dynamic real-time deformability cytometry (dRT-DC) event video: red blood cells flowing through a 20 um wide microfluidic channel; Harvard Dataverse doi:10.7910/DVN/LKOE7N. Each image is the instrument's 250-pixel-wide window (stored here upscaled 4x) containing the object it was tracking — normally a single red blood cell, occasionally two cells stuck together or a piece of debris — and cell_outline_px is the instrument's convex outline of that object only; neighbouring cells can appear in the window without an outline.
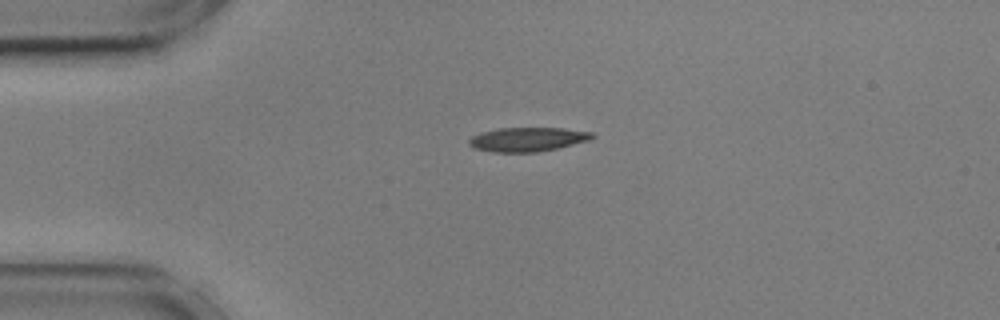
{"species": "common noctule bat (a hibernating species)", "species_latin": "Nyctalus noctula", "temperature_condition": "cold", "stored_images_in_passage": 44, "camera_frame_rate_fps": 3000, "um_per_image_px": 0.085, "animal": {"sex": "male", "body_mass_g": 17.9, "forearm_length_mm": 54.2}, "frame": {"image": 1, "passage_image": 1, "time_ms": 0.0, "image_size_px": [1000, 320], "cell_outline_px": [[596, 136], [592, 140], [556, 148], [536, 152], [496, 152], [476, 148], [468, 144], [468, 140], [472, 136], [480, 132], [496, 128], [564, 128], [592, 132]], "centroid_in_image_um": [44.87, 11.83], "position_along_channel_um": 40.1, "area_um2": 17.34}}
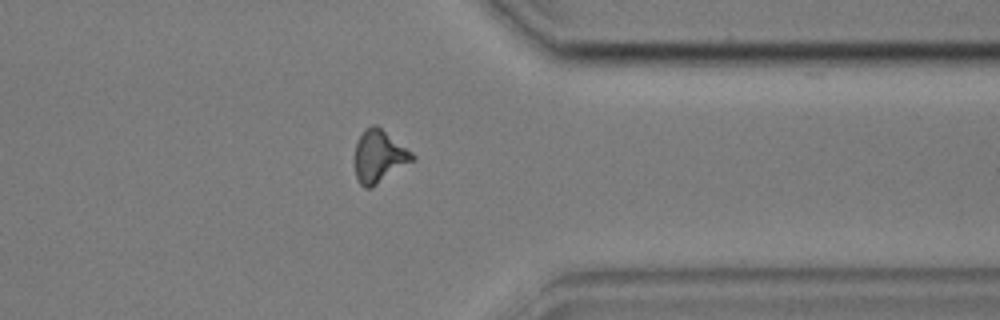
{"frame": {"image": 2, "passage_image": 32, "time_ms": 10.333, "image_size_px": [1000, 320], "cell_outline_px": [[416, 160], [372, 188], [364, 188], [356, 180], [356, 140], [364, 128], [372, 124], [376, 124], [412, 152], [416, 156]], "centroid_in_image_um": [32.24, 13.3], "position_along_channel_um": 379.2, "area_um2": 17.86}}
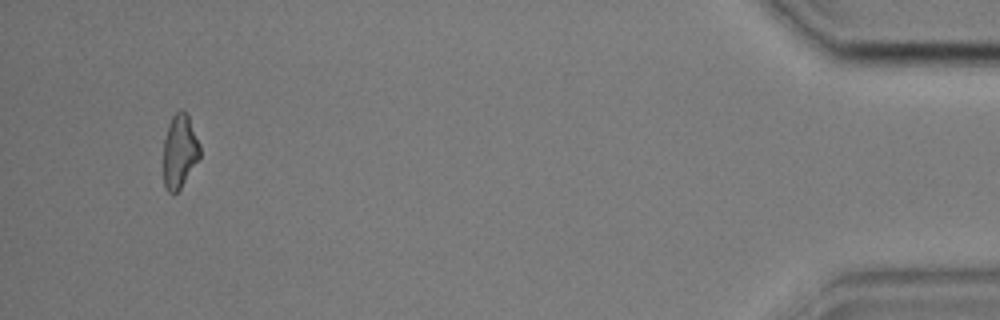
{"frame": {"image": 3, "passage_image": 41, "time_ms": 13.333, "image_size_px": [1000, 320], "cell_outline_px": [[200, 156], [180, 188], [172, 196], [164, 188], [164, 140], [168, 124], [172, 116], [180, 108], [184, 108], [188, 116], [200, 144]], "centroid_in_image_um": [15.26, 12.84], "position_along_channel_um": 419.9, "area_um2": 15.66}, "authors_computed_cell_mechanics": {"area_um2": 17.1955, "velocity_mm_per_s": 3.5979, "shape_relaxation_time_tau1_ms": 5.5708, "shape_relaxation_time_tau2_ms": 2.1647, "deformation_change_tau1": 0.1565, "deformation_change_tau2": 0.1168}}